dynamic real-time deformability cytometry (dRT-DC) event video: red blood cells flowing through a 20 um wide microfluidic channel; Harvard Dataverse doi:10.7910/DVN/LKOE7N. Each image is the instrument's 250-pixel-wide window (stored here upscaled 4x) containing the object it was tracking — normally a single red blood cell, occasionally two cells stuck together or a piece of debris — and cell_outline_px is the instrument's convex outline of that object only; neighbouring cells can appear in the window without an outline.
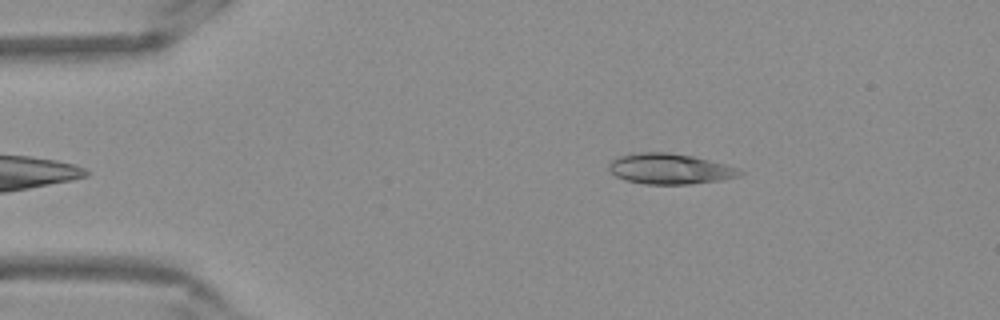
{"species": "Egyptian fruit bat (a non-hibernating species)", "species_latin": "Rousettus aegyptiacus", "temperature_condition": "warm", "stored_images_in_passage": 45, "camera_frame_rate_fps": 3000, "um_per_image_px": 0.085, "frame": {"image": 1, "passage_image": 2, "time_ms": 0.333, "image_size_px": [1000, 320], "cell_outline_px": [[744, 172], [740, 176], [724, 180], [688, 184], [644, 184], [624, 180], [616, 176], [608, 168], [608, 164], [612, 160], [620, 156], [636, 152], [668, 152], [692, 156], [724, 164], [736, 168]], "centroid_in_image_um": [56.92, 14.36], "position_along_channel_um": 28.1, "area_um2": 23.29}}
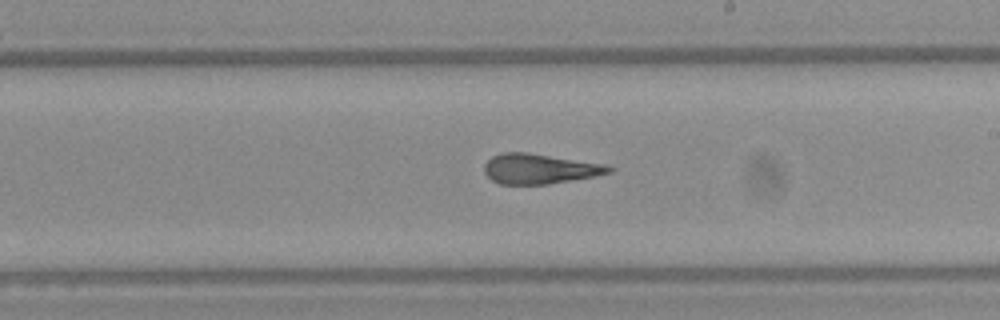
{"frame": {"image": 2, "passage_image": 23, "time_ms": 7.333, "image_size_px": [1000, 320], "cell_outline_px": [[616, 168], [612, 172], [596, 176], [548, 184], [500, 184], [492, 180], [484, 172], [484, 164], [492, 156], [504, 152], [528, 152], [608, 164]], "centroid_in_image_um": [45.92, 14.34], "position_along_channel_um": 243.1, "area_um2": 22.08}}
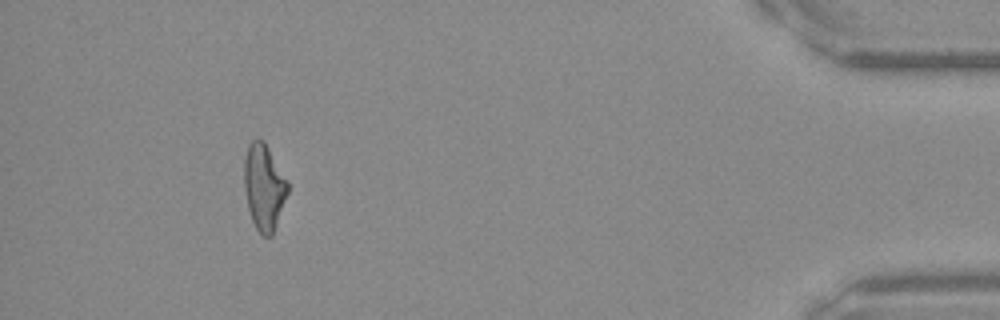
{"frame": {"image": 3, "passage_image": 41, "time_ms": 13.333, "image_size_px": [1000, 320], "cell_outline_px": [[288, 192], [272, 236], [264, 236], [256, 228], [252, 220], [248, 208], [244, 188], [244, 160], [248, 144], [252, 140], [264, 140], [288, 180]], "centroid_in_image_um": [22.44, 15.87], "position_along_channel_um": 412.8, "area_um2": 21.79}, "authors_computed_cell_mechanics": {"area_um2": 22.4264, "velocity_mm_per_s": 3.8819, "shape_relaxation_time_tau1_ms": null, "shape_relaxation_time_tau2_ms": 2.5149, "deformation_change_tau1": null, "deformation_change_tau2": 0.1178}}